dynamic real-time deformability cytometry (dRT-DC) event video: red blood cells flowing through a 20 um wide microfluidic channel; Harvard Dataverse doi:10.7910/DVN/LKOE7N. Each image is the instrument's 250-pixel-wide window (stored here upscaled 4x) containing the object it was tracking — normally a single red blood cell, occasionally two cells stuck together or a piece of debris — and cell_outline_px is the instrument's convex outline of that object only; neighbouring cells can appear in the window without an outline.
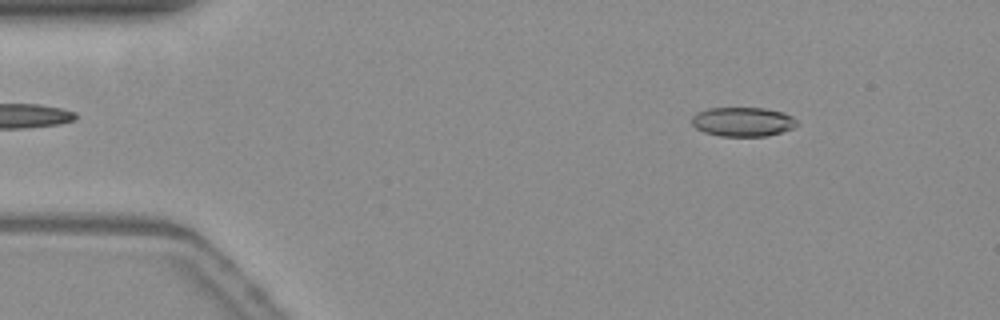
{"species": "common noctule bat (a hibernating species)", "species_latin": "Nyctalus noctula", "temperature_condition": "warm", "stored_images_in_passage": 53, "camera_frame_rate_fps": 3000, "um_per_image_px": 0.085, "animal": {"sex": "female", "body_mass_g": 19.3, "forearm_length_mm": 54.1}, "frame": {"image": 1, "passage_image": 6, "time_ms": 1.667, "image_size_px": [1000, 320], "cell_outline_px": [[796, 124], [792, 128], [780, 132], [764, 136], [720, 136], [704, 132], [696, 128], [692, 124], [692, 116], [696, 112], [708, 108], [764, 108], [784, 112], [792, 116], [796, 120]], "centroid_in_image_um": [63.1, 10.34], "position_along_channel_um": 21.9, "area_um2": 17.86}}
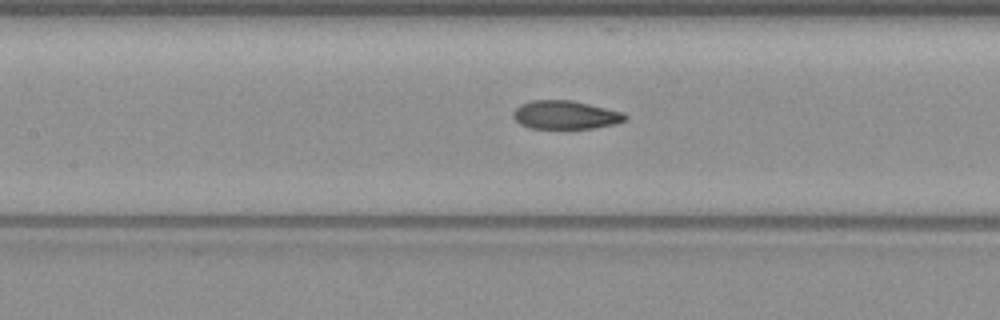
{"frame": {"image": 2, "passage_image": 23, "time_ms": 7.333, "image_size_px": [1000, 320], "cell_outline_px": [[628, 120], [616, 124], [592, 128], [528, 128], [520, 124], [512, 116], [512, 112], [520, 104], [532, 100], [572, 100], [624, 112], [628, 116]], "centroid_in_image_um": [48.08, 9.76], "position_along_channel_um": 159.3, "area_um2": 18.73}}
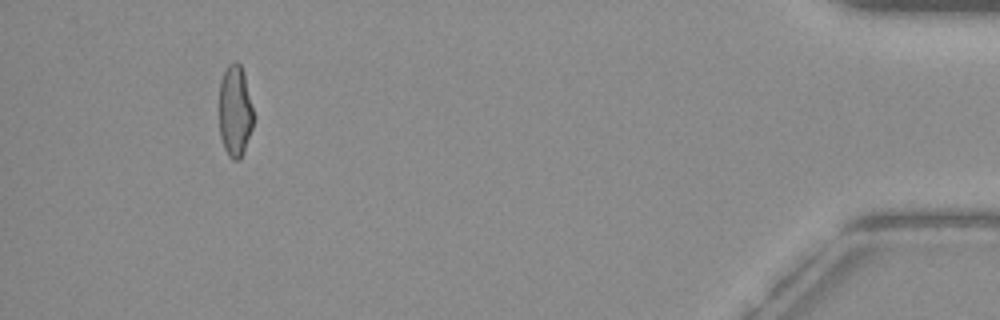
{"frame": {"image": 3, "passage_image": 49, "time_ms": 16.0, "image_size_px": [1000, 320], "cell_outline_px": [[252, 128], [240, 160], [232, 160], [228, 156], [224, 148], [220, 136], [220, 80], [228, 64], [236, 60], [240, 64], [244, 72], [252, 108]], "centroid_in_image_um": [19.96, 9.43], "position_along_channel_um": 415.2, "area_um2": 18.09}, "authors_computed_cell_mechanics": {"area_um2": 18.9006, "velocity_mm_per_s": 3.8005, "shape_relaxation_time_tau1_ms": 8.6969, "shape_relaxation_time_tau2_ms": 2.0474, "deformation_change_tau1": 0.2378, "deformation_change_tau2": 0.0779}}